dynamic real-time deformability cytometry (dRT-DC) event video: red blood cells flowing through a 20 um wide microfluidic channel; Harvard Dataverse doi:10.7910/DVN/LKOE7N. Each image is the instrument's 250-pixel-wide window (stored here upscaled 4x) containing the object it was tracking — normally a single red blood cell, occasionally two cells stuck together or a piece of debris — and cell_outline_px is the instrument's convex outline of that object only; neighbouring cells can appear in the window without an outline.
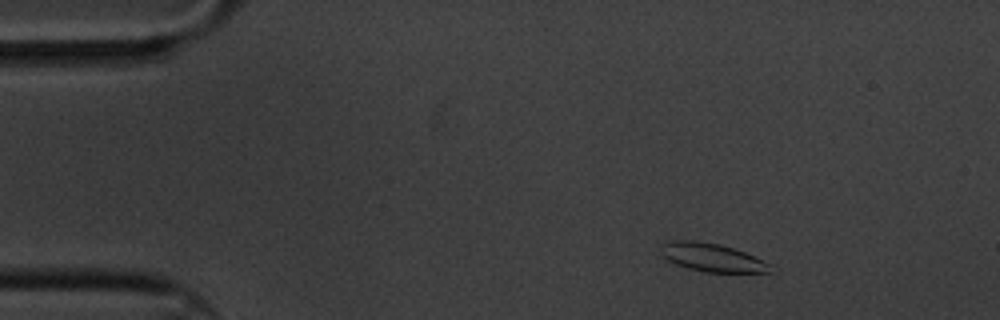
{"species": "common noctule bat (a hibernating species)", "species_latin": "Nyctalus noctula", "temperature_condition": "cold", "stored_images_in_passage": 5, "camera_frame_rate_fps": 3000, "um_per_image_px": 0.085, "animal": {"sex": "male", "body_mass_g": 20.1, "forearm_length_mm": 53.5}, "frame": {"image": 1, "passage_image": 2, "time_ms": 0.333, "image_size_px": [1000, 320], "cell_outline_px": [[776, 272], [704, 272], [676, 264], [668, 260], [660, 252], [664, 244], [668, 240], [692, 240], [720, 244], [744, 252], [768, 264]], "centroid_in_image_um": [60.5, 21.88], "position_along_channel_um": 24.5, "area_um2": 17.69}}
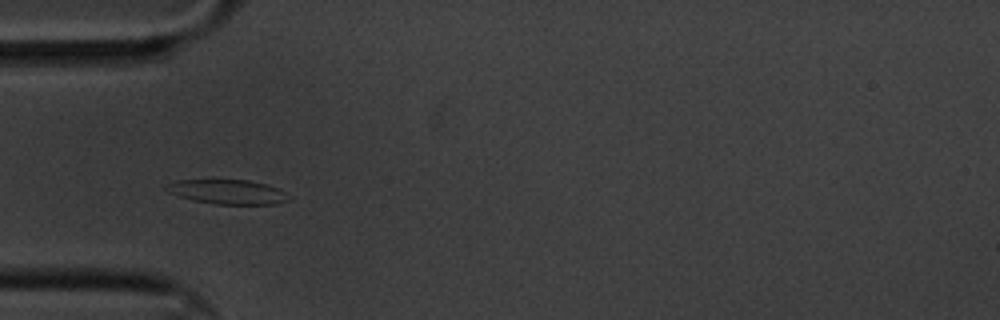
{"frame": {"image": 2, "passage_image": 4, "time_ms": 1.0, "image_size_px": [1000, 320], "cell_outline_px": [[292, 200], [276, 204], [216, 204], [192, 200], [168, 192], [164, 188], [168, 184], [176, 180], [248, 180], [280, 188]], "centroid_in_image_um": [19.37, 16.31], "position_along_channel_um": 65.6, "area_um2": 17.4}}
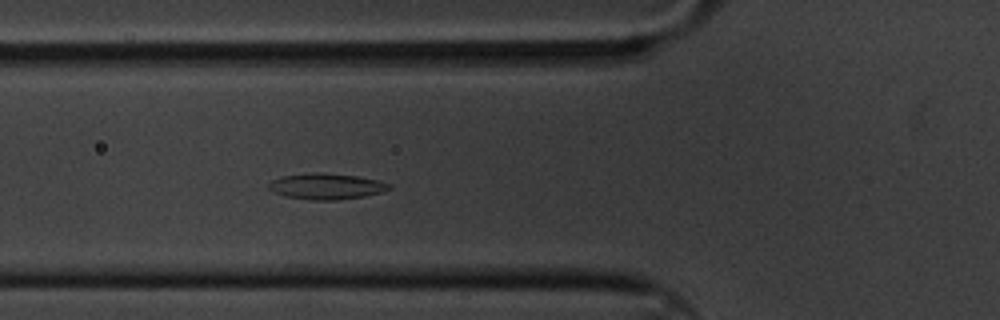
{"frame": {"image": 3, "passage_image": 5, "time_ms": 1.333, "image_size_px": [1000, 320], "cell_outline_px": [[392, 188], [380, 192], [364, 196], [340, 200], [312, 200], [284, 196], [268, 188], [268, 184], [272, 180], [284, 176], [312, 172], [324, 172], [356, 176], [376, 180], [392, 184]], "centroid_in_image_um": [27.75, 15.83], "position_along_channel_um": 98.1, "area_um2": 18.15}}